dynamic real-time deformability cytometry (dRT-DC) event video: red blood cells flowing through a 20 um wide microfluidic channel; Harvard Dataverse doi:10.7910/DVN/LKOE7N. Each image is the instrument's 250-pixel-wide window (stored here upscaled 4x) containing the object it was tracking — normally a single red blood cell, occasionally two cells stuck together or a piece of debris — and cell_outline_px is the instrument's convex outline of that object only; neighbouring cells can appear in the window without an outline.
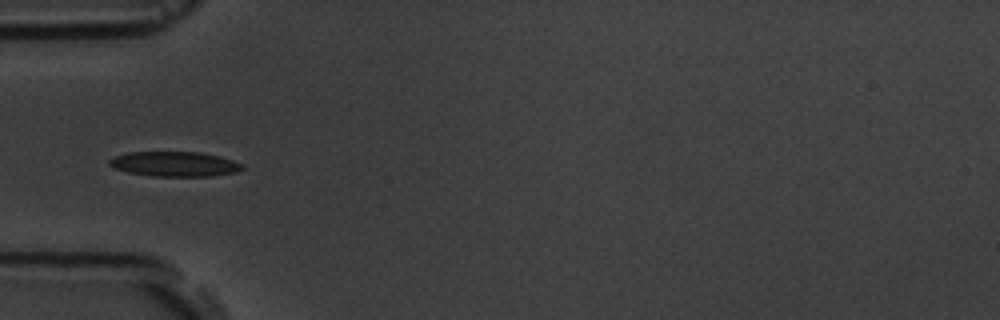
{"species": "common noctule bat (a hibernating species)", "species_latin": "Nyctalus noctula", "temperature_condition": "room temperature", "stored_images_in_passage": 8, "camera_frame_rate_fps": 3000, "um_per_image_px": 0.085, "animal": {"sex": "male", "body_mass_g": 19.5, "forearm_length_mm": 54.6}, "frame": {"image": 1, "passage_image": 5, "time_ms": 4.667, "image_size_px": [1000, 320], "cell_outline_px": [[244, 168], [236, 172], [212, 176], [152, 176], [128, 172], [112, 168], [108, 164], [108, 160], [116, 156], [128, 152], [200, 152], [220, 156], [244, 164]], "centroid_in_image_um": [14.84, 13.94], "position_along_channel_um": 70.2, "area_um2": 19.36}}
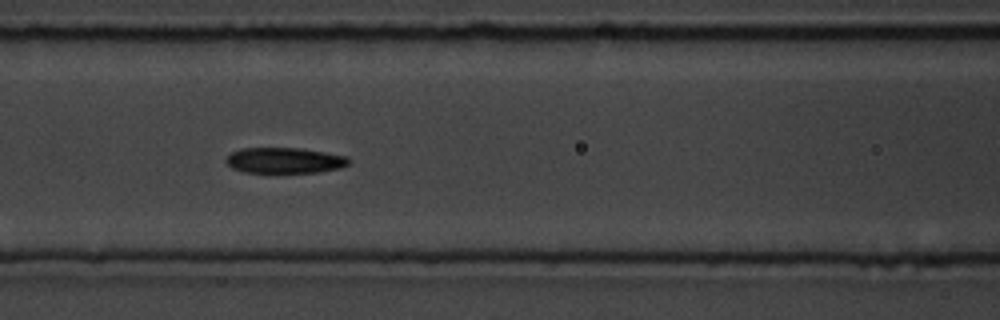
{"frame": {"image": 2, "passage_image": 7, "time_ms": 6.667, "image_size_px": [1000, 320], "cell_outline_px": [[352, 160], [348, 164], [340, 168], [320, 172], [244, 172], [232, 168], [224, 160], [232, 152], [240, 148], [300, 148], [348, 156]], "centroid_in_image_um": [24.21, 13.63], "position_along_channel_um": 142.4, "area_um2": 18.38}}
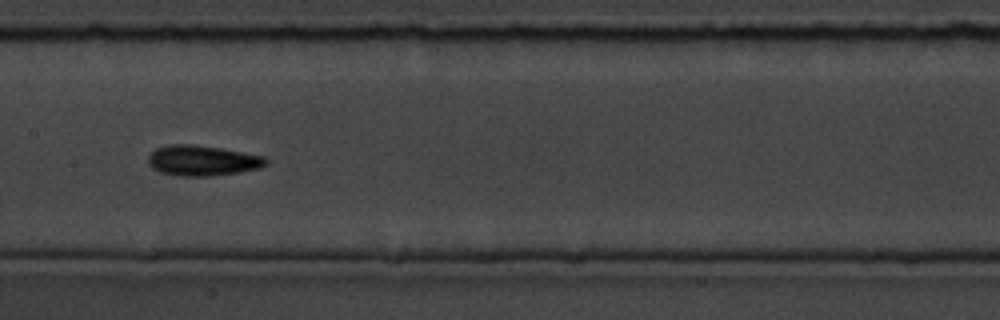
{"frame": {"image": 3, "passage_image": 8, "time_ms": 8.0, "image_size_px": [1000, 320], "cell_outline_px": [[268, 164], [260, 168], [240, 172], [208, 176], [184, 176], [160, 172], [152, 168], [148, 164], [148, 156], [156, 148], [168, 144], [192, 144], [220, 148], [264, 156], [268, 160]], "centroid_in_image_um": [17.2, 13.64], "position_along_channel_um": 190.2, "area_um2": 20.87}}